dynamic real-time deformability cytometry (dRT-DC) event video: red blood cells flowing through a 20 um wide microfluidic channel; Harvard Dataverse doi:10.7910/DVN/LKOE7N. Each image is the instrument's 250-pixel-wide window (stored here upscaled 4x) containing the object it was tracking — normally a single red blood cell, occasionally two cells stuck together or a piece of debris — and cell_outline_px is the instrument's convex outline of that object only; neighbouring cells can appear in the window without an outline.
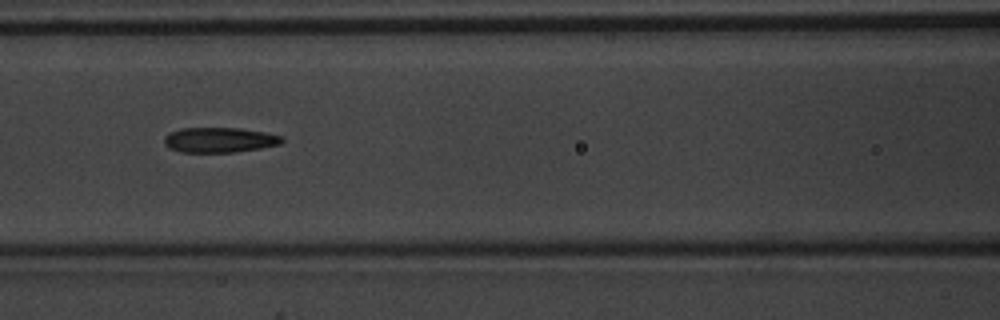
{"species": "common noctule bat (a hibernating species)", "species_latin": "Nyctalus noctula", "temperature_condition": "warm", "stored_images_in_passage": 6, "camera_frame_rate_fps": 3000, "um_per_image_px": 0.085, "animal": {"sex": "male", "body_mass_g": 20.1, "forearm_length_mm": 53.5}, "frame": {"image": 1, "passage_image": 6, "time_ms": 1.667, "image_size_px": [1000, 320], "cell_outline_px": [[284, 140], [280, 144], [260, 148], [236, 152], [180, 152], [168, 148], [164, 144], [164, 136], [180, 128], [240, 128], [264, 132], [284, 136]], "centroid_in_image_um": [18.65, 11.89], "position_along_channel_um": 147.9, "area_um2": 17.28}}